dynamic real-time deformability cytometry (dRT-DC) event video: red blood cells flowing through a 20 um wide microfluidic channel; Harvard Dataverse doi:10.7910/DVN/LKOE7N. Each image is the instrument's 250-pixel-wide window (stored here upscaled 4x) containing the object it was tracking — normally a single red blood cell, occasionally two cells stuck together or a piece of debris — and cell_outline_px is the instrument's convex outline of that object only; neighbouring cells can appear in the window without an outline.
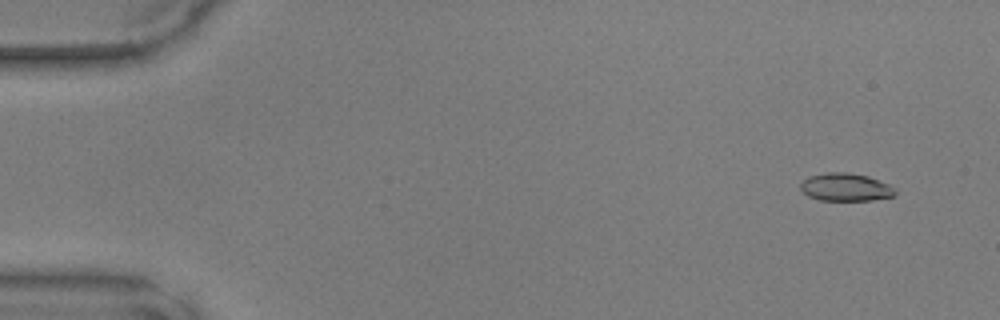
{"species": "common noctule bat (a hibernating species)", "species_latin": "Nyctalus noctula", "temperature_condition": "warm", "stored_images_in_passage": 12, "camera_frame_rate_fps": 3000, "um_per_image_px": 0.085, "animal": {"sex": "male", "body_mass_g": 17.9, "forearm_length_mm": 54.2}, "frame": {"image": 1, "passage_image": 4, "time_ms": 1.0, "image_size_px": [1000, 320], "cell_outline_px": [[896, 196], [872, 200], [820, 200], [808, 196], [800, 188], [800, 184], [808, 176], [828, 172], [848, 172], [868, 176], [888, 184], [896, 192]], "centroid_in_image_um": [71.87, 15.91], "position_along_channel_um": 13.1, "area_um2": 15.32}}